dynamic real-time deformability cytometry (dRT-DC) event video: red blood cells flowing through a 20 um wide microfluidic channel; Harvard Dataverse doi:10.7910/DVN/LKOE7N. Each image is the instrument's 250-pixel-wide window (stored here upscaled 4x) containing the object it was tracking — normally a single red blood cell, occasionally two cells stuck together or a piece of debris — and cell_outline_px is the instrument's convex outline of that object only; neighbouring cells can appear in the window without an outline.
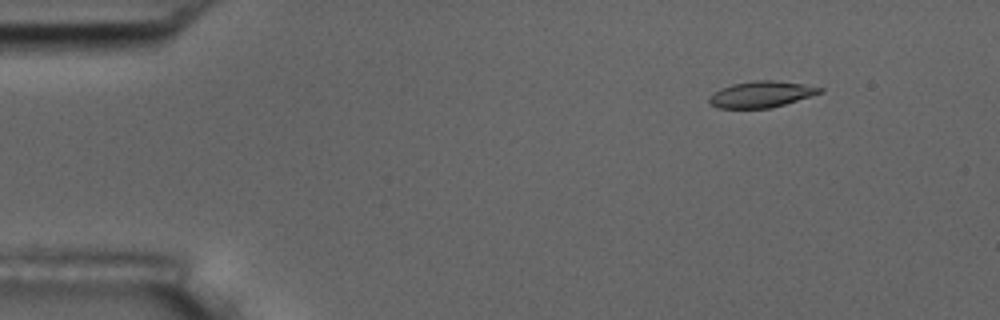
{"species": "common noctule bat (a hibernating species)", "species_latin": "Nyctalus noctula", "temperature_condition": "room temperature", "stored_images_in_passage": 5, "camera_frame_rate_fps": 3000, "um_per_image_px": 0.085, "animal": {"sex": "male", "body_mass_g": 17.5, "forearm_length_mm": 52.3}, "frame": {"image": 1, "passage_image": 2, "time_ms": 1.0, "image_size_px": [1000, 320], "cell_outline_px": [[824, 92], [772, 108], [716, 108], [708, 100], [708, 96], [720, 88], [732, 84], [752, 80], [772, 80], [804, 84], [824, 88]], "centroid_in_image_um": [64.71, 8.01], "position_along_channel_um": 20.3, "area_um2": 17.05}}
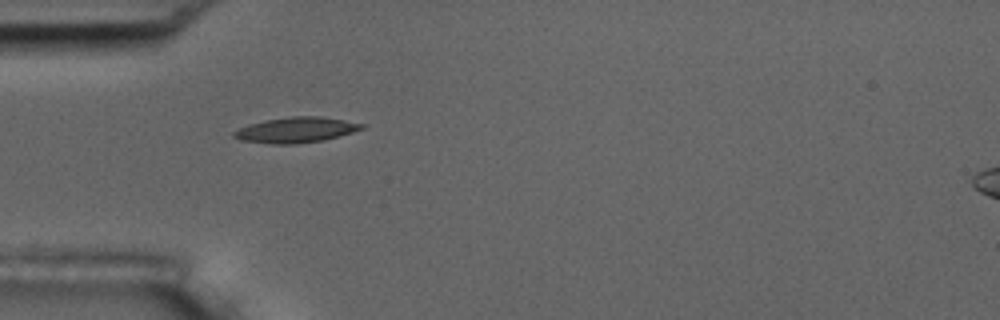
{"frame": {"image": 2, "passage_image": 4, "time_ms": 4.333, "image_size_px": [1000, 320], "cell_outline_px": [[364, 128], [352, 132], [324, 140], [296, 144], [272, 144], [244, 140], [232, 136], [232, 132], [248, 124], [268, 120], [292, 116], [320, 116], [344, 120], [364, 124]], "centroid_in_image_um": [25.16, 11.04], "position_along_channel_um": 59.8, "area_um2": 18.73}}